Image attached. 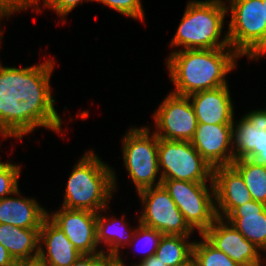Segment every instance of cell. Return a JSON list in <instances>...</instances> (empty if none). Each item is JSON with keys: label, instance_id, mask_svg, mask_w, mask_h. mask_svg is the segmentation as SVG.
Masks as SVG:
<instances>
[{"label": "cell", "instance_id": "cell-1", "mask_svg": "<svg viewBox=\"0 0 266 266\" xmlns=\"http://www.w3.org/2000/svg\"><path fill=\"white\" fill-rule=\"evenodd\" d=\"M1 29V27H0ZM0 30V42L2 39ZM54 61L18 68L0 64V134L22 139L37 127L61 132L62 119L54 108L50 77Z\"/></svg>", "mask_w": 266, "mask_h": 266}, {"label": "cell", "instance_id": "cell-2", "mask_svg": "<svg viewBox=\"0 0 266 266\" xmlns=\"http://www.w3.org/2000/svg\"><path fill=\"white\" fill-rule=\"evenodd\" d=\"M240 55L232 48L181 49L166 60L175 86L172 93L181 96L228 85L226 75L236 68Z\"/></svg>", "mask_w": 266, "mask_h": 266}, {"label": "cell", "instance_id": "cell-3", "mask_svg": "<svg viewBox=\"0 0 266 266\" xmlns=\"http://www.w3.org/2000/svg\"><path fill=\"white\" fill-rule=\"evenodd\" d=\"M66 184L63 208L106 212L116 187L113 169L94 151H87L74 165Z\"/></svg>", "mask_w": 266, "mask_h": 266}, {"label": "cell", "instance_id": "cell-4", "mask_svg": "<svg viewBox=\"0 0 266 266\" xmlns=\"http://www.w3.org/2000/svg\"><path fill=\"white\" fill-rule=\"evenodd\" d=\"M226 13L223 0L190 1L170 45L184 50L231 48L227 32L220 41Z\"/></svg>", "mask_w": 266, "mask_h": 266}, {"label": "cell", "instance_id": "cell-5", "mask_svg": "<svg viewBox=\"0 0 266 266\" xmlns=\"http://www.w3.org/2000/svg\"><path fill=\"white\" fill-rule=\"evenodd\" d=\"M228 1L230 47L240 56L259 60L260 56L266 55V20L262 0Z\"/></svg>", "mask_w": 266, "mask_h": 266}, {"label": "cell", "instance_id": "cell-6", "mask_svg": "<svg viewBox=\"0 0 266 266\" xmlns=\"http://www.w3.org/2000/svg\"><path fill=\"white\" fill-rule=\"evenodd\" d=\"M149 129L146 126L132 127L127 131L122 142L124 164L136 186L137 193L162 184V177L158 176L159 138L155 133L149 135L151 134ZM156 177H159L158 181Z\"/></svg>", "mask_w": 266, "mask_h": 266}, {"label": "cell", "instance_id": "cell-7", "mask_svg": "<svg viewBox=\"0 0 266 266\" xmlns=\"http://www.w3.org/2000/svg\"><path fill=\"white\" fill-rule=\"evenodd\" d=\"M210 183L209 188L206 183L162 179V185L177 205L185 221L199 234L209 229L218 218L215 208L214 183L213 181Z\"/></svg>", "mask_w": 266, "mask_h": 266}, {"label": "cell", "instance_id": "cell-8", "mask_svg": "<svg viewBox=\"0 0 266 266\" xmlns=\"http://www.w3.org/2000/svg\"><path fill=\"white\" fill-rule=\"evenodd\" d=\"M158 166L162 179L196 183L213 181V167L189 141L159 139Z\"/></svg>", "mask_w": 266, "mask_h": 266}, {"label": "cell", "instance_id": "cell-9", "mask_svg": "<svg viewBox=\"0 0 266 266\" xmlns=\"http://www.w3.org/2000/svg\"><path fill=\"white\" fill-rule=\"evenodd\" d=\"M138 195L144 206L138 218L139 223L163 235L192 236L194 230L162 184L141 190Z\"/></svg>", "mask_w": 266, "mask_h": 266}, {"label": "cell", "instance_id": "cell-10", "mask_svg": "<svg viewBox=\"0 0 266 266\" xmlns=\"http://www.w3.org/2000/svg\"><path fill=\"white\" fill-rule=\"evenodd\" d=\"M159 139L191 141L197 128V117L188 96L172 92L153 114Z\"/></svg>", "mask_w": 266, "mask_h": 266}, {"label": "cell", "instance_id": "cell-11", "mask_svg": "<svg viewBox=\"0 0 266 266\" xmlns=\"http://www.w3.org/2000/svg\"><path fill=\"white\" fill-rule=\"evenodd\" d=\"M213 246L224 252L238 266H263L260 249L248 241L225 219L217 218L202 234Z\"/></svg>", "mask_w": 266, "mask_h": 266}, {"label": "cell", "instance_id": "cell-12", "mask_svg": "<svg viewBox=\"0 0 266 266\" xmlns=\"http://www.w3.org/2000/svg\"><path fill=\"white\" fill-rule=\"evenodd\" d=\"M48 217L65 233L81 254L101 253L97 247V213L87 210L66 209L48 213Z\"/></svg>", "mask_w": 266, "mask_h": 266}, {"label": "cell", "instance_id": "cell-13", "mask_svg": "<svg viewBox=\"0 0 266 266\" xmlns=\"http://www.w3.org/2000/svg\"><path fill=\"white\" fill-rule=\"evenodd\" d=\"M190 142L213 168L232 165L234 161L233 124L198 123Z\"/></svg>", "mask_w": 266, "mask_h": 266}, {"label": "cell", "instance_id": "cell-14", "mask_svg": "<svg viewBox=\"0 0 266 266\" xmlns=\"http://www.w3.org/2000/svg\"><path fill=\"white\" fill-rule=\"evenodd\" d=\"M213 183L218 218L225 219L236 207L253 200L243 177L232 165L213 168Z\"/></svg>", "mask_w": 266, "mask_h": 266}, {"label": "cell", "instance_id": "cell-15", "mask_svg": "<svg viewBox=\"0 0 266 266\" xmlns=\"http://www.w3.org/2000/svg\"><path fill=\"white\" fill-rule=\"evenodd\" d=\"M234 124L232 145L234 160L243 158L252 160L266 148V108L253 110Z\"/></svg>", "mask_w": 266, "mask_h": 266}, {"label": "cell", "instance_id": "cell-16", "mask_svg": "<svg viewBox=\"0 0 266 266\" xmlns=\"http://www.w3.org/2000/svg\"><path fill=\"white\" fill-rule=\"evenodd\" d=\"M194 108L198 123L233 124L234 107L229 86L204 90L188 96Z\"/></svg>", "mask_w": 266, "mask_h": 266}, {"label": "cell", "instance_id": "cell-17", "mask_svg": "<svg viewBox=\"0 0 266 266\" xmlns=\"http://www.w3.org/2000/svg\"><path fill=\"white\" fill-rule=\"evenodd\" d=\"M82 255L65 233L47 216L40 228L37 261L43 266H71Z\"/></svg>", "mask_w": 266, "mask_h": 266}, {"label": "cell", "instance_id": "cell-18", "mask_svg": "<svg viewBox=\"0 0 266 266\" xmlns=\"http://www.w3.org/2000/svg\"><path fill=\"white\" fill-rule=\"evenodd\" d=\"M13 195L16 197L8 196L0 199V224L24 229H40L48 216L45 208H42L34 198H21L19 189Z\"/></svg>", "mask_w": 266, "mask_h": 266}, {"label": "cell", "instance_id": "cell-19", "mask_svg": "<svg viewBox=\"0 0 266 266\" xmlns=\"http://www.w3.org/2000/svg\"><path fill=\"white\" fill-rule=\"evenodd\" d=\"M248 241L266 251V205L254 200L236 207L226 218Z\"/></svg>", "mask_w": 266, "mask_h": 266}, {"label": "cell", "instance_id": "cell-20", "mask_svg": "<svg viewBox=\"0 0 266 266\" xmlns=\"http://www.w3.org/2000/svg\"><path fill=\"white\" fill-rule=\"evenodd\" d=\"M0 244L17 263L35 262L40 249V229L0 224Z\"/></svg>", "mask_w": 266, "mask_h": 266}, {"label": "cell", "instance_id": "cell-21", "mask_svg": "<svg viewBox=\"0 0 266 266\" xmlns=\"http://www.w3.org/2000/svg\"><path fill=\"white\" fill-rule=\"evenodd\" d=\"M101 214L102 213L99 214V212L97 213V243L98 245L104 243V245L108 247V253H105L107 256L117 257L120 255V247L123 248L126 244L129 245V243L132 242L135 228L133 231H128L129 228L125 229L127 225L126 221L124 220L125 216L121 217L122 220H116L113 218L114 216H112L111 219L110 216L107 218ZM117 221L118 223L120 221V225L117 223Z\"/></svg>", "mask_w": 266, "mask_h": 266}, {"label": "cell", "instance_id": "cell-22", "mask_svg": "<svg viewBox=\"0 0 266 266\" xmlns=\"http://www.w3.org/2000/svg\"><path fill=\"white\" fill-rule=\"evenodd\" d=\"M232 166L243 177L252 199L266 205V166L247 158L234 160Z\"/></svg>", "mask_w": 266, "mask_h": 266}, {"label": "cell", "instance_id": "cell-23", "mask_svg": "<svg viewBox=\"0 0 266 266\" xmlns=\"http://www.w3.org/2000/svg\"><path fill=\"white\" fill-rule=\"evenodd\" d=\"M188 239L189 237L181 235H163L155 256L165 266H174L185 262L193 255L194 242H188Z\"/></svg>", "mask_w": 266, "mask_h": 266}, {"label": "cell", "instance_id": "cell-24", "mask_svg": "<svg viewBox=\"0 0 266 266\" xmlns=\"http://www.w3.org/2000/svg\"><path fill=\"white\" fill-rule=\"evenodd\" d=\"M201 241L194 242L193 256L198 266H238L224 252L213 246L202 234Z\"/></svg>", "mask_w": 266, "mask_h": 266}, {"label": "cell", "instance_id": "cell-25", "mask_svg": "<svg viewBox=\"0 0 266 266\" xmlns=\"http://www.w3.org/2000/svg\"><path fill=\"white\" fill-rule=\"evenodd\" d=\"M135 228L136 229L132 237L133 242H131V245L132 243L135 242L134 240L140 243V240L142 239L141 242L143 243H141L140 245V246H143L142 248H143V253H144V256L142 255L141 260H140L142 261L152 255H155V252L159 246V243H160L161 238L163 237V234L160 231L154 228L144 226L141 223H139V226Z\"/></svg>", "mask_w": 266, "mask_h": 266}, {"label": "cell", "instance_id": "cell-26", "mask_svg": "<svg viewBox=\"0 0 266 266\" xmlns=\"http://www.w3.org/2000/svg\"><path fill=\"white\" fill-rule=\"evenodd\" d=\"M11 162L0 161V199L11 196L18 190V178L21 166Z\"/></svg>", "mask_w": 266, "mask_h": 266}, {"label": "cell", "instance_id": "cell-27", "mask_svg": "<svg viewBox=\"0 0 266 266\" xmlns=\"http://www.w3.org/2000/svg\"><path fill=\"white\" fill-rule=\"evenodd\" d=\"M102 3L119 13L131 17L132 19H139L144 21V10L141 0H95Z\"/></svg>", "mask_w": 266, "mask_h": 266}, {"label": "cell", "instance_id": "cell-28", "mask_svg": "<svg viewBox=\"0 0 266 266\" xmlns=\"http://www.w3.org/2000/svg\"><path fill=\"white\" fill-rule=\"evenodd\" d=\"M88 2L95 0H86ZM44 6L52 8L59 17H64L70 13L78 4H83V0H42ZM36 11H41L39 7V0H35Z\"/></svg>", "mask_w": 266, "mask_h": 266}, {"label": "cell", "instance_id": "cell-29", "mask_svg": "<svg viewBox=\"0 0 266 266\" xmlns=\"http://www.w3.org/2000/svg\"><path fill=\"white\" fill-rule=\"evenodd\" d=\"M35 6V0H0V20L11 14Z\"/></svg>", "mask_w": 266, "mask_h": 266}, {"label": "cell", "instance_id": "cell-30", "mask_svg": "<svg viewBox=\"0 0 266 266\" xmlns=\"http://www.w3.org/2000/svg\"><path fill=\"white\" fill-rule=\"evenodd\" d=\"M108 258L104 252L83 254L71 266H101Z\"/></svg>", "mask_w": 266, "mask_h": 266}, {"label": "cell", "instance_id": "cell-31", "mask_svg": "<svg viewBox=\"0 0 266 266\" xmlns=\"http://www.w3.org/2000/svg\"><path fill=\"white\" fill-rule=\"evenodd\" d=\"M17 262L2 244H0V266H16Z\"/></svg>", "mask_w": 266, "mask_h": 266}, {"label": "cell", "instance_id": "cell-32", "mask_svg": "<svg viewBox=\"0 0 266 266\" xmlns=\"http://www.w3.org/2000/svg\"><path fill=\"white\" fill-rule=\"evenodd\" d=\"M133 266H165L155 255L148 257L145 260L139 261Z\"/></svg>", "mask_w": 266, "mask_h": 266}, {"label": "cell", "instance_id": "cell-33", "mask_svg": "<svg viewBox=\"0 0 266 266\" xmlns=\"http://www.w3.org/2000/svg\"><path fill=\"white\" fill-rule=\"evenodd\" d=\"M123 262L121 255H118L117 257H109L101 266H126Z\"/></svg>", "mask_w": 266, "mask_h": 266}, {"label": "cell", "instance_id": "cell-34", "mask_svg": "<svg viewBox=\"0 0 266 266\" xmlns=\"http://www.w3.org/2000/svg\"><path fill=\"white\" fill-rule=\"evenodd\" d=\"M252 160L266 166V148L262 149V152L258 153Z\"/></svg>", "mask_w": 266, "mask_h": 266}, {"label": "cell", "instance_id": "cell-35", "mask_svg": "<svg viewBox=\"0 0 266 266\" xmlns=\"http://www.w3.org/2000/svg\"><path fill=\"white\" fill-rule=\"evenodd\" d=\"M174 266H198L196 258L192 255L185 262Z\"/></svg>", "mask_w": 266, "mask_h": 266}, {"label": "cell", "instance_id": "cell-36", "mask_svg": "<svg viewBox=\"0 0 266 266\" xmlns=\"http://www.w3.org/2000/svg\"><path fill=\"white\" fill-rule=\"evenodd\" d=\"M16 266H43V265L39 263L38 261H35V262L17 263Z\"/></svg>", "mask_w": 266, "mask_h": 266}, {"label": "cell", "instance_id": "cell-37", "mask_svg": "<svg viewBox=\"0 0 266 266\" xmlns=\"http://www.w3.org/2000/svg\"><path fill=\"white\" fill-rule=\"evenodd\" d=\"M263 5H264V12H265V20H266V0H262Z\"/></svg>", "mask_w": 266, "mask_h": 266}]
</instances>
